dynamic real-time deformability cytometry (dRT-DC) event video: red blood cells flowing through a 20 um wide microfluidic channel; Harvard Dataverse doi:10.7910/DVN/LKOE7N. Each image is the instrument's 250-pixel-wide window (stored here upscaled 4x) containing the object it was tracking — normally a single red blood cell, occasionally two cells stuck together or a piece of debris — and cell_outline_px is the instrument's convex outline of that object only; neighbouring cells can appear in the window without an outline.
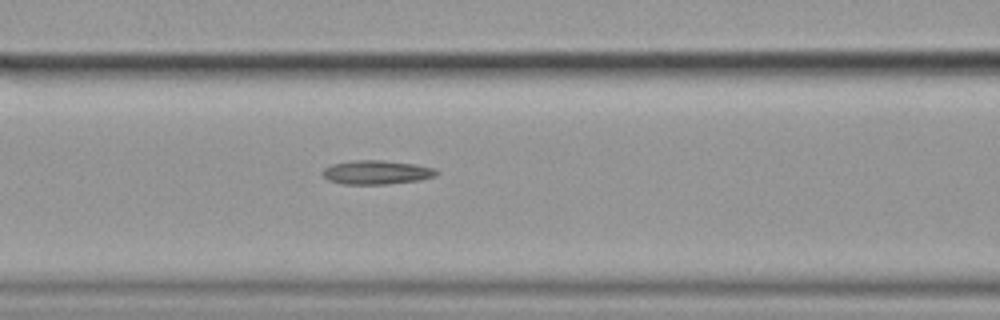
{"species": "common noctule bat (a hibernating species)", "species_latin": "Nyctalus noctula", "temperature_condition": "cold", "stored_images_in_passage": 6, "camera_frame_rate_fps": 3000, "um_per_image_px": 0.085, "animal": {"sex": "female", "body_mass_g": 19.9}, "frame": {"image": 1, "passage_image": 6, "time_ms": 1.667, "image_size_px": [1000, 320], "cell_outline_px": [[440, 172], [436, 176], [420, 180], [388, 184], [344, 184], [328, 180], [320, 172], [324, 168], [332, 164], [356, 160], [384, 160], [416, 164], [436, 168]], "centroid_in_image_um": [32.05, 14.64], "position_along_channel_um": 134.6, "area_um2": 16.07}}